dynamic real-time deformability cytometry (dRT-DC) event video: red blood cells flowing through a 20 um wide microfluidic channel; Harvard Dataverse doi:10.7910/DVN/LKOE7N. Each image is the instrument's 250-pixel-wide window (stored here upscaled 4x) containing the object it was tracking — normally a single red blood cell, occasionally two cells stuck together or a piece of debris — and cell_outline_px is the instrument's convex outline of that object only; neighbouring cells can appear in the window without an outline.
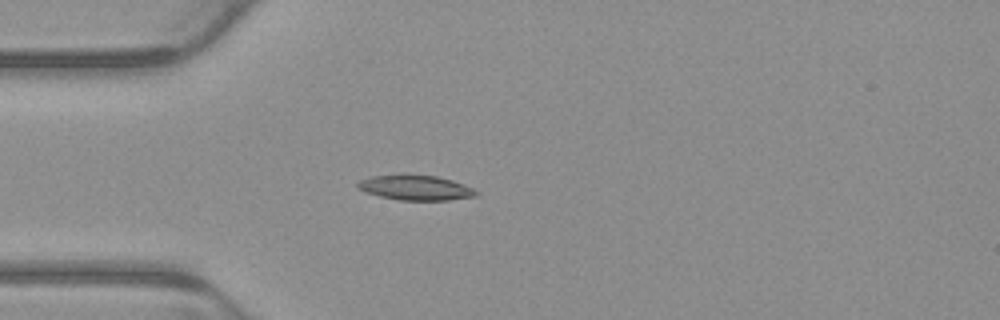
{"species": "common noctule bat (a hibernating species)", "species_latin": "Nyctalus noctula", "temperature_condition": "warm", "stored_images_in_passage": 4, "camera_frame_rate_fps": 3000, "um_per_image_px": 0.085, "animal": {"sex": "male", "body_mass_g": 23.1, "forearm_length_mm": 52.7}, "frame": {"image": 1, "passage_image": 4, "time_ms": 1.0, "image_size_px": [1000, 320], "cell_outline_px": [[480, 192], [476, 196], [448, 200], [400, 200], [380, 196], [356, 188], [356, 184], [360, 180], [372, 176], [436, 176], [452, 180], [464, 184]], "centroid_in_image_um": [35.36, 15.97], "position_along_channel_um": 49.6, "area_um2": 16.76}}